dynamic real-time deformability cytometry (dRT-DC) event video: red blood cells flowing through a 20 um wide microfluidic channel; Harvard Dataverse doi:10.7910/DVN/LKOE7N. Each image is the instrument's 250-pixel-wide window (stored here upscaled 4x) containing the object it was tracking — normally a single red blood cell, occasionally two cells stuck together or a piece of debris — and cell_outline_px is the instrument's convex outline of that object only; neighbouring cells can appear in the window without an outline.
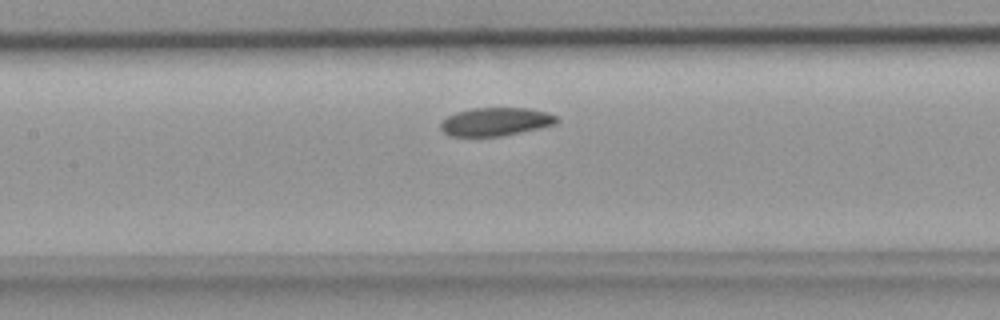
{"species": "common noctule bat (a hibernating species)", "species_latin": "Nyctalus noctula", "temperature_condition": "room temperature", "stored_images_in_passage": 30, "camera_frame_rate_fps": 3000, "um_per_image_px": 0.085, "animal": {"sex": "female", "body_mass_g": 18.4}, "frame": {"image": 1, "passage_image": 12, "time_ms": 3.667, "image_size_px": [1000, 320], "cell_outline_px": [[560, 120], [556, 124], [520, 132], [500, 136], [448, 136], [440, 128], [440, 120], [456, 112], [472, 108], [528, 108], [548, 112], [556, 116]], "centroid_in_image_um": [42.11, 10.34], "position_along_channel_um": 165.3, "area_um2": 19.19}}
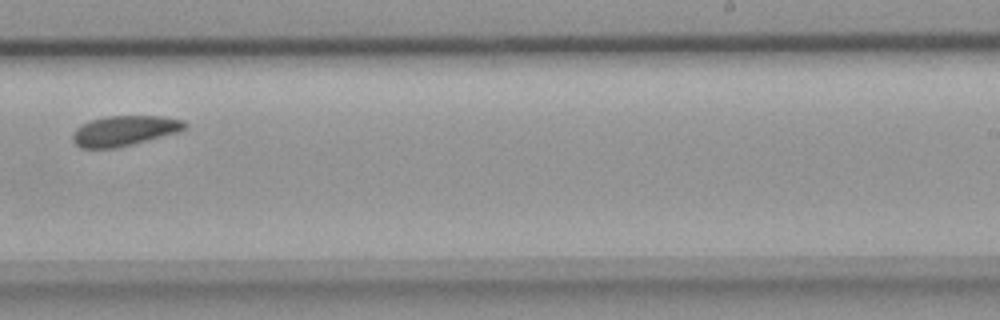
{"frame": {"image": 2, "passage_image": 19, "time_ms": 6.0, "image_size_px": [1000, 320], "cell_outline_px": [[188, 128], [176, 132], [132, 144], [116, 148], [80, 148], [72, 140], [72, 132], [80, 124], [92, 120], [108, 116], [164, 116], [184, 120], [188, 124]], "centroid_in_image_um": [10.56, 11.1], "position_along_channel_um": 278.4, "area_um2": 19.71}}
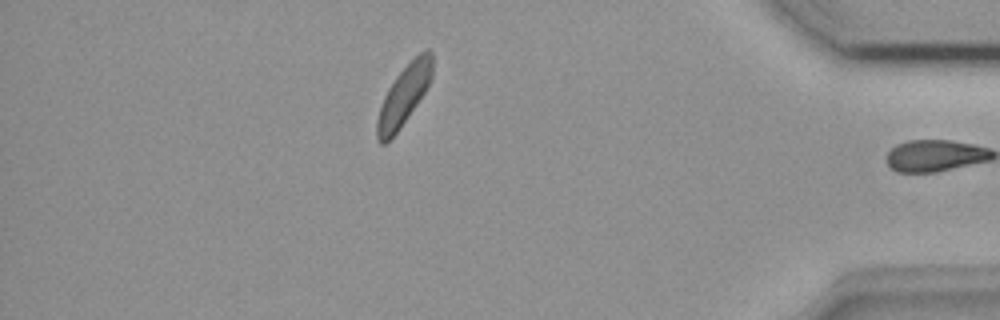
{"frame": {"image": 3, "passage_image": 29, "time_ms": 9.333, "image_size_px": [1000, 320], "cell_outline_px": [[432, 76], [424, 92], [416, 104], [396, 132], [384, 144], [380, 144], [376, 136], [376, 120], [384, 96], [388, 88], [396, 76], [420, 52], [428, 48], [432, 52]], "centroid_in_image_um": [34.31, 8.1], "position_along_channel_um": 400.9, "area_um2": 18.67}}